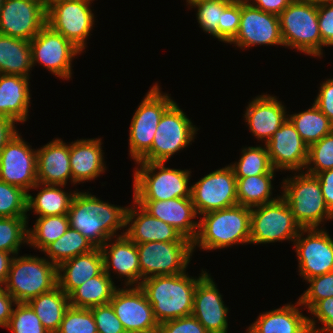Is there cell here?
Wrapping results in <instances>:
<instances>
[{
	"label": "cell",
	"instance_id": "6da1fadb",
	"mask_svg": "<svg viewBox=\"0 0 333 333\" xmlns=\"http://www.w3.org/2000/svg\"><path fill=\"white\" fill-rule=\"evenodd\" d=\"M127 207L104 202L89 192L78 190L68 211L70 227L79 231L95 248H101L118 230L126 228Z\"/></svg>",
	"mask_w": 333,
	"mask_h": 333
},
{
	"label": "cell",
	"instance_id": "7a4b0ae2",
	"mask_svg": "<svg viewBox=\"0 0 333 333\" xmlns=\"http://www.w3.org/2000/svg\"><path fill=\"white\" fill-rule=\"evenodd\" d=\"M206 273L202 269L198 278L190 277L186 272L152 276L140 283L158 324L192 315L195 289Z\"/></svg>",
	"mask_w": 333,
	"mask_h": 333
},
{
	"label": "cell",
	"instance_id": "3957f363",
	"mask_svg": "<svg viewBox=\"0 0 333 333\" xmlns=\"http://www.w3.org/2000/svg\"><path fill=\"white\" fill-rule=\"evenodd\" d=\"M251 208L236 205L205 213L199 219L193 251L198 246L203 251L232 247L233 244H250Z\"/></svg>",
	"mask_w": 333,
	"mask_h": 333
},
{
	"label": "cell",
	"instance_id": "277c9868",
	"mask_svg": "<svg viewBox=\"0 0 333 333\" xmlns=\"http://www.w3.org/2000/svg\"><path fill=\"white\" fill-rule=\"evenodd\" d=\"M293 175L283 179L281 197L302 229L322 228L324 221L333 219V213L326 205L319 179L303 171Z\"/></svg>",
	"mask_w": 333,
	"mask_h": 333
},
{
	"label": "cell",
	"instance_id": "5b68a950",
	"mask_svg": "<svg viewBox=\"0 0 333 333\" xmlns=\"http://www.w3.org/2000/svg\"><path fill=\"white\" fill-rule=\"evenodd\" d=\"M166 162H137L133 175V200H168L191 197L188 169L165 167ZM159 170V171H157Z\"/></svg>",
	"mask_w": 333,
	"mask_h": 333
},
{
	"label": "cell",
	"instance_id": "8992f818",
	"mask_svg": "<svg viewBox=\"0 0 333 333\" xmlns=\"http://www.w3.org/2000/svg\"><path fill=\"white\" fill-rule=\"evenodd\" d=\"M285 48L304 55L323 57V42L318 26V5L312 0H293L279 15Z\"/></svg>",
	"mask_w": 333,
	"mask_h": 333
},
{
	"label": "cell",
	"instance_id": "52a82bcc",
	"mask_svg": "<svg viewBox=\"0 0 333 333\" xmlns=\"http://www.w3.org/2000/svg\"><path fill=\"white\" fill-rule=\"evenodd\" d=\"M58 286L57 267L47 257L15 255L3 288L17 303H28Z\"/></svg>",
	"mask_w": 333,
	"mask_h": 333
},
{
	"label": "cell",
	"instance_id": "ba28073f",
	"mask_svg": "<svg viewBox=\"0 0 333 333\" xmlns=\"http://www.w3.org/2000/svg\"><path fill=\"white\" fill-rule=\"evenodd\" d=\"M156 82L136 109L129 129V155L138 162L150 149L163 113L175 102Z\"/></svg>",
	"mask_w": 333,
	"mask_h": 333
},
{
	"label": "cell",
	"instance_id": "9c48e42d",
	"mask_svg": "<svg viewBox=\"0 0 333 333\" xmlns=\"http://www.w3.org/2000/svg\"><path fill=\"white\" fill-rule=\"evenodd\" d=\"M197 128L174 102L159 121L151 149L138 162H167L194 141Z\"/></svg>",
	"mask_w": 333,
	"mask_h": 333
},
{
	"label": "cell",
	"instance_id": "30bf717a",
	"mask_svg": "<svg viewBox=\"0 0 333 333\" xmlns=\"http://www.w3.org/2000/svg\"><path fill=\"white\" fill-rule=\"evenodd\" d=\"M301 229L281 195L273 202L251 208L250 244L294 242Z\"/></svg>",
	"mask_w": 333,
	"mask_h": 333
},
{
	"label": "cell",
	"instance_id": "8fae6325",
	"mask_svg": "<svg viewBox=\"0 0 333 333\" xmlns=\"http://www.w3.org/2000/svg\"><path fill=\"white\" fill-rule=\"evenodd\" d=\"M94 0H56L47 5L46 24L62 34L82 52L96 19L91 9Z\"/></svg>",
	"mask_w": 333,
	"mask_h": 333
},
{
	"label": "cell",
	"instance_id": "7c38bea8",
	"mask_svg": "<svg viewBox=\"0 0 333 333\" xmlns=\"http://www.w3.org/2000/svg\"><path fill=\"white\" fill-rule=\"evenodd\" d=\"M141 282L152 276L185 273L193 254L192 242L152 241L136 244Z\"/></svg>",
	"mask_w": 333,
	"mask_h": 333
},
{
	"label": "cell",
	"instance_id": "4fadbf2b",
	"mask_svg": "<svg viewBox=\"0 0 333 333\" xmlns=\"http://www.w3.org/2000/svg\"><path fill=\"white\" fill-rule=\"evenodd\" d=\"M32 67L37 63L57 78L70 80L72 61L82 51L62 34L45 25L30 41Z\"/></svg>",
	"mask_w": 333,
	"mask_h": 333
},
{
	"label": "cell",
	"instance_id": "5bb4252c",
	"mask_svg": "<svg viewBox=\"0 0 333 333\" xmlns=\"http://www.w3.org/2000/svg\"><path fill=\"white\" fill-rule=\"evenodd\" d=\"M191 186L192 202L200 216L238 205L237 179L230 165L212 171Z\"/></svg>",
	"mask_w": 333,
	"mask_h": 333
},
{
	"label": "cell",
	"instance_id": "9a60e30c",
	"mask_svg": "<svg viewBox=\"0 0 333 333\" xmlns=\"http://www.w3.org/2000/svg\"><path fill=\"white\" fill-rule=\"evenodd\" d=\"M21 136L16 132L0 152V180L29 193L38 183L37 149Z\"/></svg>",
	"mask_w": 333,
	"mask_h": 333
},
{
	"label": "cell",
	"instance_id": "2e32d148",
	"mask_svg": "<svg viewBox=\"0 0 333 333\" xmlns=\"http://www.w3.org/2000/svg\"><path fill=\"white\" fill-rule=\"evenodd\" d=\"M304 233L307 234L304 237ZM298 272L306 281L333 271V238L323 228L301 229L293 242Z\"/></svg>",
	"mask_w": 333,
	"mask_h": 333
},
{
	"label": "cell",
	"instance_id": "e0dca14e",
	"mask_svg": "<svg viewBox=\"0 0 333 333\" xmlns=\"http://www.w3.org/2000/svg\"><path fill=\"white\" fill-rule=\"evenodd\" d=\"M43 0H4L0 11V34L31 41L46 25Z\"/></svg>",
	"mask_w": 333,
	"mask_h": 333
},
{
	"label": "cell",
	"instance_id": "ac0fdd59",
	"mask_svg": "<svg viewBox=\"0 0 333 333\" xmlns=\"http://www.w3.org/2000/svg\"><path fill=\"white\" fill-rule=\"evenodd\" d=\"M246 49L256 45H280L284 47L281 37L279 16L264 12L241 0L240 27L236 37L229 43Z\"/></svg>",
	"mask_w": 333,
	"mask_h": 333
},
{
	"label": "cell",
	"instance_id": "d6986e66",
	"mask_svg": "<svg viewBox=\"0 0 333 333\" xmlns=\"http://www.w3.org/2000/svg\"><path fill=\"white\" fill-rule=\"evenodd\" d=\"M109 303L126 333H158L152 305L139 286L117 288Z\"/></svg>",
	"mask_w": 333,
	"mask_h": 333
},
{
	"label": "cell",
	"instance_id": "ffe728a7",
	"mask_svg": "<svg viewBox=\"0 0 333 333\" xmlns=\"http://www.w3.org/2000/svg\"><path fill=\"white\" fill-rule=\"evenodd\" d=\"M265 145L273 169L292 171V173L305 170L308 145L300 137L289 119L282 124Z\"/></svg>",
	"mask_w": 333,
	"mask_h": 333
},
{
	"label": "cell",
	"instance_id": "44dd1931",
	"mask_svg": "<svg viewBox=\"0 0 333 333\" xmlns=\"http://www.w3.org/2000/svg\"><path fill=\"white\" fill-rule=\"evenodd\" d=\"M216 285L208 272L198 281L192 315L209 333H227L229 307L224 305Z\"/></svg>",
	"mask_w": 333,
	"mask_h": 333
},
{
	"label": "cell",
	"instance_id": "7402d4cb",
	"mask_svg": "<svg viewBox=\"0 0 333 333\" xmlns=\"http://www.w3.org/2000/svg\"><path fill=\"white\" fill-rule=\"evenodd\" d=\"M151 216L164 221L175 228L184 238L191 242L196 239L199 222L191 197L168 200H134Z\"/></svg>",
	"mask_w": 333,
	"mask_h": 333
},
{
	"label": "cell",
	"instance_id": "603a6c76",
	"mask_svg": "<svg viewBox=\"0 0 333 333\" xmlns=\"http://www.w3.org/2000/svg\"><path fill=\"white\" fill-rule=\"evenodd\" d=\"M110 238L101 248L104 271L111 277V269L119 278H125L124 286H139L141 271L136 243L123 230L121 235ZM113 241V242H112ZM119 274V275H118Z\"/></svg>",
	"mask_w": 333,
	"mask_h": 333
},
{
	"label": "cell",
	"instance_id": "cb8c5ba5",
	"mask_svg": "<svg viewBox=\"0 0 333 333\" xmlns=\"http://www.w3.org/2000/svg\"><path fill=\"white\" fill-rule=\"evenodd\" d=\"M277 99L269 94L259 95L249 102L244 112L250 133L265 144L288 119L285 106Z\"/></svg>",
	"mask_w": 333,
	"mask_h": 333
},
{
	"label": "cell",
	"instance_id": "d4e9b609",
	"mask_svg": "<svg viewBox=\"0 0 333 333\" xmlns=\"http://www.w3.org/2000/svg\"><path fill=\"white\" fill-rule=\"evenodd\" d=\"M126 213L125 235L134 243L141 244L152 241L191 242L184 238L171 225L151 216L137 202ZM131 224V225H130Z\"/></svg>",
	"mask_w": 333,
	"mask_h": 333
},
{
	"label": "cell",
	"instance_id": "484cf974",
	"mask_svg": "<svg viewBox=\"0 0 333 333\" xmlns=\"http://www.w3.org/2000/svg\"><path fill=\"white\" fill-rule=\"evenodd\" d=\"M72 183L70 143L55 138L37 149V181L47 185Z\"/></svg>",
	"mask_w": 333,
	"mask_h": 333
},
{
	"label": "cell",
	"instance_id": "4316f807",
	"mask_svg": "<svg viewBox=\"0 0 333 333\" xmlns=\"http://www.w3.org/2000/svg\"><path fill=\"white\" fill-rule=\"evenodd\" d=\"M101 138L80 139L70 143L72 184L99 177L106 170Z\"/></svg>",
	"mask_w": 333,
	"mask_h": 333
},
{
	"label": "cell",
	"instance_id": "83f0119b",
	"mask_svg": "<svg viewBox=\"0 0 333 333\" xmlns=\"http://www.w3.org/2000/svg\"><path fill=\"white\" fill-rule=\"evenodd\" d=\"M300 302L286 304L280 308L259 314L249 325L251 333H311L308 316L300 311Z\"/></svg>",
	"mask_w": 333,
	"mask_h": 333
},
{
	"label": "cell",
	"instance_id": "f1b7e54d",
	"mask_svg": "<svg viewBox=\"0 0 333 333\" xmlns=\"http://www.w3.org/2000/svg\"><path fill=\"white\" fill-rule=\"evenodd\" d=\"M30 78L21 75L0 74V115L16 123L26 122L30 103Z\"/></svg>",
	"mask_w": 333,
	"mask_h": 333
},
{
	"label": "cell",
	"instance_id": "f546056e",
	"mask_svg": "<svg viewBox=\"0 0 333 333\" xmlns=\"http://www.w3.org/2000/svg\"><path fill=\"white\" fill-rule=\"evenodd\" d=\"M104 270L100 248L64 261L57 267L58 286L69 295L75 288Z\"/></svg>",
	"mask_w": 333,
	"mask_h": 333
},
{
	"label": "cell",
	"instance_id": "4dcf8cb0",
	"mask_svg": "<svg viewBox=\"0 0 333 333\" xmlns=\"http://www.w3.org/2000/svg\"><path fill=\"white\" fill-rule=\"evenodd\" d=\"M41 190L32 196L27 193V212L32 211L38 217L44 216H58L68 214L74 192H67L64 190L63 185H47L37 183L32 189ZM62 187H64L62 189Z\"/></svg>",
	"mask_w": 333,
	"mask_h": 333
},
{
	"label": "cell",
	"instance_id": "1f68e13d",
	"mask_svg": "<svg viewBox=\"0 0 333 333\" xmlns=\"http://www.w3.org/2000/svg\"><path fill=\"white\" fill-rule=\"evenodd\" d=\"M31 68L30 41L0 34V74L30 78Z\"/></svg>",
	"mask_w": 333,
	"mask_h": 333
},
{
	"label": "cell",
	"instance_id": "d6a6232c",
	"mask_svg": "<svg viewBox=\"0 0 333 333\" xmlns=\"http://www.w3.org/2000/svg\"><path fill=\"white\" fill-rule=\"evenodd\" d=\"M117 288L112 278L103 270L99 275L75 288L68 295L69 304L73 307L87 309L108 304Z\"/></svg>",
	"mask_w": 333,
	"mask_h": 333
},
{
	"label": "cell",
	"instance_id": "836d02e7",
	"mask_svg": "<svg viewBox=\"0 0 333 333\" xmlns=\"http://www.w3.org/2000/svg\"><path fill=\"white\" fill-rule=\"evenodd\" d=\"M28 304L49 333L58 331L64 313L70 306L68 295L59 286L31 299Z\"/></svg>",
	"mask_w": 333,
	"mask_h": 333
},
{
	"label": "cell",
	"instance_id": "e575fe53",
	"mask_svg": "<svg viewBox=\"0 0 333 333\" xmlns=\"http://www.w3.org/2000/svg\"><path fill=\"white\" fill-rule=\"evenodd\" d=\"M272 169L267 174L250 177H236L237 179V200L238 205L253 208L277 200L280 196L272 197V180L275 172Z\"/></svg>",
	"mask_w": 333,
	"mask_h": 333
},
{
	"label": "cell",
	"instance_id": "d590c367",
	"mask_svg": "<svg viewBox=\"0 0 333 333\" xmlns=\"http://www.w3.org/2000/svg\"><path fill=\"white\" fill-rule=\"evenodd\" d=\"M288 119L308 146L333 131V123L314 103L303 112L288 115Z\"/></svg>",
	"mask_w": 333,
	"mask_h": 333
},
{
	"label": "cell",
	"instance_id": "8d00e7d4",
	"mask_svg": "<svg viewBox=\"0 0 333 333\" xmlns=\"http://www.w3.org/2000/svg\"><path fill=\"white\" fill-rule=\"evenodd\" d=\"M94 249L95 247L86 237L69 227L61 237L49 244L42 252L46 253L47 259L58 267L64 261Z\"/></svg>",
	"mask_w": 333,
	"mask_h": 333
},
{
	"label": "cell",
	"instance_id": "74e56055",
	"mask_svg": "<svg viewBox=\"0 0 333 333\" xmlns=\"http://www.w3.org/2000/svg\"><path fill=\"white\" fill-rule=\"evenodd\" d=\"M70 227L67 214L38 217L33 228H28V243L32 248L43 251L61 237Z\"/></svg>",
	"mask_w": 333,
	"mask_h": 333
},
{
	"label": "cell",
	"instance_id": "f35d334b",
	"mask_svg": "<svg viewBox=\"0 0 333 333\" xmlns=\"http://www.w3.org/2000/svg\"><path fill=\"white\" fill-rule=\"evenodd\" d=\"M241 153L239 161L230 164L236 177L267 174L273 169L266 145L245 147Z\"/></svg>",
	"mask_w": 333,
	"mask_h": 333
},
{
	"label": "cell",
	"instance_id": "ab89813d",
	"mask_svg": "<svg viewBox=\"0 0 333 333\" xmlns=\"http://www.w3.org/2000/svg\"><path fill=\"white\" fill-rule=\"evenodd\" d=\"M28 221V217H0V251L18 255L28 243Z\"/></svg>",
	"mask_w": 333,
	"mask_h": 333
},
{
	"label": "cell",
	"instance_id": "60d3db41",
	"mask_svg": "<svg viewBox=\"0 0 333 333\" xmlns=\"http://www.w3.org/2000/svg\"><path fill=\"white\" fill-rule=\"evenodd\" d=\"M232 0H194L188 3V8H196V20L205 33L218 39V23L221 22L223 9Z\"/></svg>",
	"mask_w": 333,
	"mask_h": 333
},
{
	"label": "cell",
	"instance_id": "b9f144b4",
	"mask_svg": "<svg viewBox=\"0 0 333 333\" xmlns=\"http://www.w3.org/2000/svg\"><path fill=\"white\" fill-rule=\"evenodd\" d=\"M333 169V131L308 146L305 172L311 175Z\"/></svg>",
	"mask_w": 333,
	"mask_h": 333
},
{
	"label": "cell",
	"instance_id": "7bdbcfd3",
	"mask_svg": "<svg viewBox=\"0 0 333 333\" xmlns=\"http://www.w3.org/2000/svg\"><path fill=\"white\" fill-rule=\"evenodd\" d=\"M27 216V192L0 180V217Z\"/></svg>",
	"mask_w": 333,
	"mask_h": 333
},
{
	"label": "cell",
	"instance_id": "ee69618b",
	"mask_svg": "<svg viewBox=\"0 0 333 333\" xmlns=\"http://www.w3.org/2000/svg\"><path fill=\"white\" fill-rule=\"evenodd\" d=\"M56 333H98L91 309L69 306Z\"/></svg>",
	"mask_w": 333,
	"mask_h": 333
},
{
	"label": "cell",
	"instance_id": "f6af8a7d",
	"mask_svg": "<svg viewBox=\"0 0 333 333\" xmlns=\"http://www.w3.org/2000/svg\"><path fill=\"white\" fill-rule=\"evenodd\" d=\"M8 328L12 333H49L28 303H16Z\"/></svg>",
	"mask_w": 333,
	"mask_h": 333
},
{
	"label": "cell",
	"instance_id": "bcb514c9",
	"mask_svg": "<svg viewBox=\"0 0 333 333\" xmlns=\"http://www.w3.org/2000/svg\"><path fill=\"white\" fill-rule=\"evenodd\" d=\"M306 282L309 283V288L300 295L298 301L301 307H306L308 311L318 301L333 297V271L312 277Z\"/></svg>",
	"mask_w": 333,
	"mask_h": 333
},
{
	"label": "cell",
	"instance_id": "7dc6e473",
	"mask_svg": "<svg viewBox=\"0 0 333 333\" xmlns=\"http://www.w3.org/2000/svg\"><path fill=\"white\" fill-rule=\"evenodd\" d=\"M241 0H232L221 13L218 23V40L230 43L237 35L240 27Z\"/></svg>",
	"mask_w": 333,
	"mask_h": 333
},
{
	"label": "cell",
	"instance_id": "c3c4849f",
	"mask_svg": "<svg viewBox=\"0 0 333 333\" xmlns=\"http://www.w3.org/2000/svg\"><path fill=\"white\" fill-rule=\"evenodd\" d=\"M308 312L313 315V319L308 317L311 333H333V297L318 301ZM318 321L323 326L317 327L316 322Z\"/></svg>",
	"mask_w": 333,
	"mask_h": 333
},
{
	"label": "cell",
	"instance_id": "681fc988",
	"mask_svg": "<svg viewBox=\"0 0 333 333\" xmlns=\"http://www.w3.org/2000/svg\"><path fill=\"white\" fill-rule=\"evenodd\" d=\"M98 333H126L110 303L90 308Z\"/></svg>",
	"mask_w": 333,
	"mask_h": 333
},
{
	"label": "cell",
	"instance_id": "f907efd6",
	"mask_svg": "<svg viewBox=\"0 0 333 333\" xmlns=\"http://www.w3.org/2000/svg\"><path fill=\"white\" fill-rule=\"evenodd\" d=\"M158 333H209L193 316H185L159 324Z\"/></svg>",
	"mask_w": 333,
	"mask_h": 333
},
{
	"label": "cell",
	"instance_id": "816d5d0a",
	"mask_svg": "<svg viewBox=\"0 0 333 333\" xmlns=\"http://www.w3.org/2000/svg\"><path fill=\"white\" fill-rule=\"evenodd\" d=\"M318 26L323 47L333 46V3L318 5Z\"/></svg>",
	"mask_w": 333,
	"mask_h": 333
},
{
	"label": "cell",
	"instance_id": "f5cc1de1",
	"mask_svg": "<svg viewBox=\"0 0 333 333\" xmlns=\"http://www.w3.org/2000/svg\"><path fill=\"white\" fill-rule=\"evenodd\" d=\"M320 85L319 92L313 103L333 123V78L327 79Z\"/></svg>",
	"mask_w": 333,
	"mask_h": 333
},
{
	"label": "cell",
	"instance_id": "db71d44e",
	"mask_svg": "<svg viewBox=\"0 0 333 333\" xmlns=\"http://www.w3.org/2000/svg\"><path fill=\"white\" fill-rule=\"evenodd\" d=\"M316 177L319 179L326 205L333 213V169L317 173Z\"/></svg>",
	"mask_w": 333,
	"mask_h": 333
},
{
	"label": "cell",
	"instance_id": "11a10c76",
	"mask_svg": "<svg viewBox=\"0 0 333 333\" xmlns=\"http://www.w3.org/2000/svg\"><path fill=\"white\" fill-rule=\"evenodd\" d=\"M17 302L4 289L0 288V326L6 328L12 316L13 306Z\"/></svg>",
	"mask_w": 333,
	"mask_h": 333
},
{
	"label": "cell",
	"instance_id": "9f6ffc18",
	"mask_svg": "<svg viewBox=\"0 0 333 333\" xmlns=\"http://www.w3.org/2000/svg\"><path fill=\"white\" fill-rule=\"evenodd\" d=\"M264 11L279 15L293 0H246Z\"/></svg>",
	"mask_w": 333,
	"mask_h": 333
},
{
	"label": "cell",
	"instance_id": "6f0895ef",
	"mask_svg": "<svg viewBox=\"0 0 333 333\" xmlns=\"http://www.w3.org/2000/svg\"><path fill=\"white\" fill-rule=\"evenodd\" d=\"M15 124L12 119L0 115V152L12 136L19 132Z\"/></svg>",
	"mask_w": 333,
	"mask_h": 333
},
{
	"label": "cell",
	"instance_id": "680465c9",
	"mask_svg": "<svg viewBox=\"0 0 333 333\" xmlns=\"http://www.w3.org/2000/svg\"><path fill=\"white\" fill-rule=\"evenodd\" d=\"M12 253L0 251V281L4 284L7 275L9 274V269L12 263V260L15 255Z\"/></svg>",
	"mask_w": 333,
	"mask_h": 333
},
{
	"label": "cell",
	"instance_id": "91938a15",
	"mask_svg": "<svg viewBox=\"0 0 333 333\" xmlns=\"http://www.w3.org/2000/svg\"><path fill=\"white\" fill-rule=\"evenodd\" d=\"M317 5L332 4L333 0H312Z\"/></svg>",
	"mask_w": 333,
	"mask_h": 333
},
{
	"label": "cell",
	"instance_id": "94428289",
	"mask_svg": "<svg viewBox=\"0 0 333 333\" xmlns=\"http://www.w3.org/2000/svg\"><path fill=\"white\" fill-rule=\"evenodd\" d=\"M45 5L47 6L48 4L52 3L53 1H56V0H43Z\"/></svg>",
	"mask_w": 333,
	"mask_h": 333
},
{
	"label": "cell",
	"instance_id": "6125c7cd",
	"mask_svg": "<svg viewBox=\"0 0 333 333\" xmlns=\"http://www.w3.org/2000/svg\"><path fill=\"white\" fill-rule=\"evenodd\" d=\"M3 2H4V0H0V11H1V8H2V5H3Z\"/></svg>",
	"mask_w": 333,
	"mask_h": 333
},
{
	"label": "cell",
	"instance_id": "be15d7a7",
	"mask_svg": "<svg viewBox=\"0 0 333 333\" xmlns=\"http://www.w3.org/2000/svg\"><path fill=\"white\" fill-rule=\"evenodd\" d=\"M191 1H194V0H186V3L188 4V3H190Z\"/></svg>",
	"mask_w": 333,
	"mask_h": 333
},
{
	"label": "cell",
	"instance_id": "e7e4bbea",
	"mask_svg": "<svg viewBox=\"0 0 333 333\" xmlns=\"http://www.w3.org/2000/svg\"><path fill=\"white\" fill-rule=\"evenodd\" d=\"M0 288H3V283L0 281Z\"/></svg>",
	"mask_w": 333,
	"mask_h": 333
},
{
	"label": "cell",
	"instance_id": "03108f58",
	"mask_svg": "<svg viewBox=\"0 0 333 333\" xmlns=\"http://www.w3.org/2000/svg\"><path fill=\"white\" fill-rule=\"evenodd\" d=\"M246 333H251V331L247 328V331H246Z\"/></svg>",
	"mask_w": 333,
	"mask_h": 333
}]
</instances>
